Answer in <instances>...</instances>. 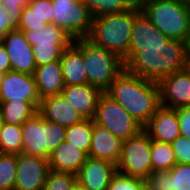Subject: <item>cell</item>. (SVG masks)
Listing matches in <instances>:
<instances>
[{
    "label": "cell",
    "instance_id": "6da1fadb",
    "mask_svg": "<svg viewBox=\"0 0 190 190\" xmlns=\"http://www.w3.org/2000/svg\"><path fill=\"white\" fill-rule=\"evenodd\" d=\"M140 53H129L124 69L144 79L159 82L167 75L185 69L188 43L169 39L163 45L143 47Z\"/></svg>",
    "mask_w": 190,
    "mask_h": 190
},
{
    "label": "cell",
    "instance_id": "7a4b0ae2",
    "mask_svg": "<svg viewBox=\"0 0 190 190\" xmlns=\"http://www.w3.org/2000/svg\"><path fill=\"white\" fill-rule=\"evenodd\" d=\"M105 93L120 103L142 126L160 107L158 82L133 75L125 69Z\"/></svg>",
    "mask_w": 190,
    "mask_h": 190
},
{
    "label": "cell",
    "instance_id": "3957f363",
    "mask_svg": "<svg viewBox=\"0 0 190 190\" xmlns=\"http://www.w3.org/2000/svg\"><path fill=\"white\" fill-rule=\"evenodd\" d=\"M133 23L134 5L123 12L94 18L87 39L96 46L115 53L124 62L129 54Z\"/></svg>",
    "mask_w": 190,
    "mask_h": 190
},
{
    "label": "cell",
    "instance_id": "277c9868",
    "mask_svg": "<svg viewBox=\"0 0 190 190\" xmlns=\"http://www.w3.org/2000/svg\"><path fill=\"white\" fill-rule=\"evenodd\" d=\"M140 9L169 39H190V17L186 3L177 0H142Z\"/></svg>",
    "mask_w": 190,
    "mask_h": 190
},
{
    "label": "cell",
    "instance_id": "5b68a950",
    "mask_svg": "<svg viewBox=\"0 0 190 190\" xmlns=\"http://www.w3.org/2000/svg\"><path fill=\"white\" fill-rule=\"evenodd\" d=\"M22 153L47 158L65 141L66 127L44 120L37 112L22 125Z\"/></svg>",
    "mask_w": 190,
    "mask_h": 190
},
{
    "label": "cell",
    "instance_id": "8992f818",
    "mask_svg": "<svg viewBox=\"0 0 190 190\" xmlns=\"http://www.w3.org/2000/svg\"><path fill=\"white\" fill-rule=\"evenodd\" d=\"M82 56L89 84L105 92L124 69L123 60L115 53L82 38Z\"/></svg>",
    "mask_w": 190,
    "mask_h": 190
},
{
    "label": "cell",
    "instance_id": "52a82bcc",
    "mask_svg": "<svg viewBox=\"0 0 190 190\" xmlns=\"http://www.w3.org/2000/svg\"><path fill=\"white\" fill-rule=\"evenodd\" d=\"M93 121L106 127L121 140L138 135L143 126L116 100L103 92L97 102Z\"/></svg>",
    "mask_w": 190,
    "mask_h": 190
},
{
    "label": "cell",
    "instance_id": "ba28073f",
    "mask_svg": "<svg viewBox=\"0 0 190 190\" xmlns=\"http://www.w3.org/2000/svg\"><path fill=\"white\" fill-rule=\"evenodd\" d=\"M52 23L71 38H87L94 17L83 0H52Z\"/></svg>",
    "mask_w": 190,
    "mask_h": 190
},
{
    "label": "cell",
    "instance_id": "9c48e42d",
    "mask_svg": "<svg viewBox=\"0 0 190 190\" xmlns=\"http://www.w3.org/2000/svg\"><path fill=\"white\" fill-rule=\"evenodd\" d=\"M150 148L151 139L143 130L124 140L116 166L117 173L145 180L153 171Z\"/></svg>",
    "mask_w": 190,
    "mask_h": 190
},
{
    "label": "cell",
    "instance_id": "30bf717a",
    "mask_svg": "<svg viewBox=\"0 0 190 190\" xmlns=\"http://www.w3.org/2000/svg\"><path fill=\"white\" fill-rule=\"evenodd\" d=\"M50 165L47 158L17 154L14 190H43Z\"/></svg>",
    "mask_w": 190,
    "mask_h": 190
},
{
    "label": "cell",
    "instance_id": "8fae6325",
    "mask_svg": "<svg viewBox=\"0 0 190 190\" xmlns=\"http://www.w3.org/2000/svg\"><path fill=\"white\" fill-rule=\"evenodd\" d=\"M158 84L160 106L171 109L190 106V74L186 69L165 76Z\"/></svg>",
    "mask_w": 190,
    "mask_h": 190
},
{
    "label": "cell",
    "instance_id": "7c38bea8",
    "mask_svg": "<svg viewBox=\"0 0 190 190\" xmlns=\"http://www.w3.org/2000/svg\"><path fill=\"white\" fill-rule=\"evenodd\" d=\"M1 43L9 56L12 71L34 74L37 66L33 48L26 40L23 31L14 29L8 32Z\"/></svg>",
    "mask_w": 190,
    "mask_h": 190
},
{
    "label": "cell",
    "instance_id": "4fadbf2b",
    "mask_svg": "<svg viewBox=\"0 0 190 190\" xmlns=\"http://www.w3.org/2000/svg\"><path fill=\"white\" fill-rule=\"evenodd\" d=\"M41 101L33 75L17 71L4 73L0 85V101Z\"/></svg>",
    "mask_w": 190,
    "mask_h": 190
},
{
    "label": "cell",
    "instance_id": "5bb4252c",
    "mask_svg": "<svg viewBox=\"0 0 190 190\" xmlns=\"http://www.w3.org/2000/svg\"><path fill=\"white\" fill-rule=\"evenodd\" d=\"M169 38L155 27L140 9L134 5V23L131 32L129 53H140L146 46L163 45Z\"/></svg>",
    "mask_w": 190,
    "mask_h": 190
},
{
    "label": "cell",
    "instance_id": "9a60e30c",
    "mask_svg": "<svg viewBox=\"0 0 190 190\" xmlns=\"http://www.w3.org/2000/svg\"><path fill=\"white\" fill-rule=\"evenodd\" d=\"M143 131L151 140L166 143L173 142L180 136L176 109L160 106L143 126Z\"/></svg>",
    "mask_w": 190,
    "mask_h": 190
},
{
    "label": "cell",
    "instance_id": "2e32d148",
    "mask_svg": "<svg viewBox=\"0 0 190 190\" xmlns=\"http://www.w3.org/2000/svg\"><path fill=\"white\" fill-rule=\"evenodd\" d=\"M117 173L116 165L88 157L76 174L77 181L87 190H107L109 182Z\"/></svg>",
    "mask_w": 190,
    "mask_h": 190
},
{
    "label": "cell",
    "instance_id": "e0dca14e",
    "mask_svg": "<svg viewBox=\"0 0 190 190\" xmlns=\"http://www.w3.org/2000/svg\"><path fill=\"white\" fill-rule=\"evenodd\" d=\"M38 113L44 120L57 123L64 127H69L84 120L77 109L62 94L41 99Z\"/></svg>",
    "mask_w": 190,
    "mask_h": 190
},
{
    "label": "cell",
    "instance_id": "ac0fdd59",
    "mask_svg": "<svg viewBox=\"0 0 190 190\" xmlns=\"http://www.w3.org/2000/svg\"><path fill=\"white\" fill-rule=\"evenodd\" d=\"M123 140L92 119V139L89 157L108 161L117 166Z\"/></svg>",
    "mask_w": 190,
    "mask_h": 190
},
{
    "label": "cell",
    "instance_id": "d6986e66",
    "mask_svg": "<svg viewBox=\"0 0 190 190\" xmlns=\"http://www.w3.org/2000/svg\"><path fill=\"white\" fill-rule=\"evenodd\" d=\"M60 62L65 86L89 84L82 56V38L73 40L63 51Z\"/></svg>",
    "mask_w": 190,
    "mask_h": 190
},
{
    "label": "cell",
    "instance_id": "ffe728a7",
    "mask_svg": "<svg viewBox=\"0 0 190 190\" xmlns=\"http://www.w3.org/2000/svg\"><path fill=\"white\" fill-rule=\"evenodd\" d=\"M88 157L84 150L63 141L50 153L48 162L50 170L77 174Z\"/></svg>",
    "mask_w": 190,
    "mask_h": 190
},
{
    "label": "cell",
    "instance_id": "44dd1931",
    "mask_svg": "<svg viewBox=\"0 0 190 190\" xmlns=\"http://www.w3.org/2000/svg\"><path fill=\"white\" fill-rule=\"evenodd\" d=\"M103 92L90 84L65 86L62 95L84 119H93L97 102Z\"/></svg>",
    "mask_w": 190,
    "mask_h": 190
},
{
    "label": "cell",
    "instance_id": "7402d4cb",
    "mask_svg": "<svg viewBox=\"0 0 190 190\" xmlns=\"http://www.w3.org/2000/svg\"><path fill=\"white\" fill-rule=\"evenodd\" d=\"M33 76L41 99L59 95L65 87L60 60L37 66Z\"/></svg>",
    "mask_w": 190,
    "mask_h": 190
},
{
    "label": "cell",
    "instance_id": "603a6c76",
    "mask_svg": "<svg viewBox=\"0 0 190 190\" xmlns=\"http://www.w3.org/2000/svg\"><path fill=\"white\" fill-rule=\"evenodd\" d=\"M41 101H0V114L4 123L22 125L37 112Z\"/></svg>",
    "mask_w": 190,
    "mask_h": 190
},
{
    "label": "cell",
    "instance_id": "cb8c5ba5",
    "mask_svg": "<svg viewBox=\"0 0 190 190\" xmlns=\"http://www.w3.org/2000/svg\"><path fill=\"white\" fill-rule=\"evenodd\" d=\"M31 46L37 44L73 43V39L63 29L53 23L34 31H23Z\"/></svg>",
    "mask_w": 190,
    "mask_h": 190
},
{
    "label": "cell",
    "instance_id": "d4e9b609",
    "mask_svg": "<svg viewBox=\"0 0 190 190\" xmlns=\"http://www.w3.org/2000/svg\"><path fill=\"white\" fill-rule=\"evenodd\" d=\"M150 152L153 171H170L177 163L171 143L151 140Z\"/></svg>",
    "mask_w": 190,
    "mask_h": 190
},
{
    "label": "cell",
    "instance_id": "484cf974",
    "mask_svg": "<svg viewBox=\"0 0 190 190\" xmlns=\"http://www.w3.org/2000/svg\"><path fill=\"white\" fill-rule=\"evenodd\" d=\"M22 127L15 124L3 123L0 131V153L20 154L22 153Z\"/></svg>",
    "mask_w": 190,
    "mask_h": 190
},
{
    "label": "cell",
    "instance_id": "4316f807",
    "mask_svg": "<svg viewBox=\"0 0 190 190\" xmlns=\"http://www.w3.org/2000/svg\"><path fill=\"white\" fill-rule=\"evenodd\" d=\"M92 139V119H84L82 122L66 127L65 141L79 147L86 153L90 151Z\"/></svg>",
    "mask_w": 190,
    "mask_h": 190
},
{
    "label": "cell",
    "instance_id": "83f0119b",
    "mask_svg": "<svg viewBox=\"0 0 190 190\" xmlns=\"http://www.w3.org/2000/svg\"><path fill=\"white\" fill-rule=\"evenodd\" d=\"M83 2L90 9L94 18L111 13L123 12L133 6L129 0H83Z\"/></svg>",
    "mask_w": 190,
    "mask_h": 190
},
{
    "label": "cell",
    "instance_id": "f1b7e54d",
    "mask_svg": "<svg viewBox=\"0 0 190 190\" xmlns=\"http://www.w3.org/2000/svg\"><path fill=\"white\" fill-rule=\"evenodd\" d=\"M71 44L72 43H52L33 45V56L35 58L36 66L60 60L63 51Z\"/></svg>",
    "mask_w": 190,
    "mask_h": 190
},
{
    "label": "cell",
    "instance_id": "f546056e",
    "mask_svg": "<svg viewBox=\"0 0 190 190\" xmlns=\"http://www.w3.org/2000/svg\"><path fill=\"white\" fill-rule=\"evenodd\" d=\"M17 155L0 153V190H14Z\"/></svg>",
    "mask_w": 190,
    "mask_h": 190
},
{
    "label": "cell",
    "instance_id": "4dcf8cb0",
    "mask_svg": "<svg viewBox=\"0 0 190 190\" xmlns=\"http://www.w3.org/2000/svg\"><path fill=\"white\" fill-rule=\"evenodd\" d=\"M76 174L50 170L43 190H72Z\"/></svg>",
    "mask_w": 190,
    "mask_h": 190
},
{
    "label": "cell",
    "instance_id": "1f68e13d",
    "mask_svg": "<svg viewBox=\"0 0 190 190\" xmlns=\"http://www.w3.org/2000/svg\"><path fill=\"white\" fill-rule=\"evenodd\" d=\"M107 190H147L145 180L116 173Z\"/></svg>",
    "mask_w": 190,
    "mask_h": 190
},
{
    "label": "cell",
    "instance_id": "d6a6232c",
    "mask_svg": "<svg viewBox=\"0 0 190 190\" xmlns=\"http://www.w3.org/2000/svg\"><path fill=\"white\" fill-rule=\"evenodd\" d=\"M173 190H190V164L176 163L170 170Z\"/></svg>",
    "mask_w": 190,
    "mask_h": 190
},
{
    "label": "cell",
    "instance_id": "836d02e7",
    "mask_svg": "<svg viewBox=\"0 0 190 190\" xmlns=\"http://www.w3.org/2000/svg\"><path fill=\"white\" fill-rule=\"evenodd\" d=\"M145 183L147 190H173L170 171H152Z\"/></svg>",
    "mask_w": 190,
    "mask_h": 190
},
{
    "label": "cell",
    "instance_id": "e575fe53",
    "mask_svg": "<svg viewBox=\"0 0 190 190\" xmlns=\"http://www.w3.org/2000/svg\"><path fill=\"white\" fill-rule=\"evenodd\" d=\"M47 25L44 19L40 18L37 13L29 5L23 7L21 20L18 30L34 31L39 30Z\"/></svg>",
    "mask_w": 190,
    "mask_h": 190
},
{
    "label": "cell",
    "instance_id": "d590c367",
    "mask_svg": "<svg viewBox=\"0 0 190 190\" xmlns=\"http://www.w3.org/2000/svg\"><path fill=\"white\" fill-rule=\"evenodd\" d=\"M32 0H0L3 7L8 10L11 17L9 24L13 29H18L23 7L28 5Z\"/></svg>",
    "mask_w": 190,
    "mask_h": 190
},
{
    "label": "cell",
    "instance_id": "8d00e7d4",
    "mask_svg": "<svg viewBox=\"0 0 190 190\" xmlns=\"http://www.w3.org/2000/svg\"><path fill=\"white\" fill-rule=\"evenodd\" d=\"M177 163L190 164V138L178 136L171 142Z\"/></svg>",
    "mask_w": 190,
    "mask_h": 190
},
{
    "label": "cell",
    "instance_id": "74e56055",
    "mask_svg": "<svg viewBox=\"0 0 190 190\" xmlns=\"http://www.w3.org/2000/svg\"><path fill=\"white\" fill-rule=\"evenodd\" d=\"M47 24L52 23V0H32L28 4Z\"/></svg>",
    "mask_w": 190,
    "mask_h": 190
},
{
    "label": "cell",
    "instance_id": "f35d334b",
    "mask_svg": "<svg viewBox=\"0 0 190 190\" xmlns=\"http://www.w3.org/2000/svg\"><path fill=\"white\" fill-rule=\"evenodd\" d=\"M180 136L190 138V106L176 108Z\"/></svg>",
    "mask_w": 190,
    "mask_h": 190
},
{
    "label": "cell",
    "instance_id": "ab89813d",
    "mask_svg": "<svg viewBox=\"0 0 190 190\" xmlns=\"http://www.w3.org/2000/svg\"><path fill=\"white\" fill-rule=\"evenodd\" d=\"M11 17L8 10L3 7V4L0 3V42L8 34V32L14 30L9 24V18Z\"/></svg>",
    "mask_w": 190,
    "mask_h": 190
},
{
    "label": "cell",
    "instance_id": "60d3db41",
    "mask_svg": "<svg viewBox=\"0 0 190 190\" xmlns=\"http://www.w3.org/2000/svg\"><path fill=\"white\" fill-rule=\"evenodd\" d=\"M10 70H11V63L9 56L3 44L0 42V72L6 73Z\"/></svg>",
    "mask_w": 190,
    "mask_h": 190
},
{
    "label": "cell",
    "instance_id": "b9f144b4",
    "mask_svg": "<svg viewBox=\"0 0 190 190\" xmlns=\"http://www.w3.org/2000/svg\"><path fill=\"white\" fill-rule=\"evenodd\" d=\"M185 69L190 74V52L186 53Z\"/></svg>",
    "mask_w": 190,
    "mask_h": 190
},
{
    "label": "cell",
    "instance_id": "7bdbcfd3",
    "mask_svg": "<svg viewBox=\"0 0 190 190\" xmlns=\"http://www.w3.org/2000/svg\"><path fill=\"white\" fill-rule=\"evenodd\" d=\"M72 190H87L83 185H81L78 181L72 187Z\"/></svg>",
    "mask_w": 190,
    "mask_h": 190
},
{
    "label": "cell",
    "instance_id": "ee69618b",
    "mask_svg": "<svg viewBox=\"0 0 190 190\" xmlns=\"http://www.w3.org/2000/svg\"><path fill=\"white\" fill-rule=\"evenodd\" d=\"M133 5H140L142 0H129Z\"/></svg>",
    "mask_w": 190,
    "mask_h": 190
},
{
    "label": "cell",
    "instance_id": "f6af8a7d",
    "mask_svg": "<svg viewBox=\"0 0 190 190\" xmlns=\"http://www.w3.org/2000/svg\"><path fill=\"white\" fill-rule=\"evenodd\" d=\"M187 9H188V14L190 17V0L186 3Z\"/></svg>",
    "mask_w": 190,
    "mask_h": 190
},
{
    "label": "cell",
    "instance_id": "bcb514c9",
    "mask_svg": "<svg viewBox=\"0 0 190 190\" xmlns=\"http://www.w3.org/2000/svg\"><path fill=\"white\" fill-rule=\"evenodd\" d=\"M3 120H2V117H1V114H0V131H1V129H2V126H3Z\"/></svg>",
    "mask_w": 190,
    "mask_h": 190
},
{
    "label": "cell",
    "instance_id": "7dc6e473",
    "mask_svg": "<svg viewBox=\"0 0 190 190\" xmlns=\"http://www.w3.org/2000/svg\"><path fill=\"white\" fill-rule=\"evenodd\" d=\"M3 75H4V73L0 72V85H1V82H2Z\"/></svg>",
    "mask_w": 190,
    "mask_h": 190
},
{
    "label": "cell",
    "instance_id": "c3c4849f",
    "mask_svg": "<svg viewBox=\"0 0 190 190\" xmlns=\"http://www.w3.org/2000/svg\"><path fill=\"white\" fill-rule=\"evenodd\" d=\"M187 52H190V39L188 41V50H187Z\"/></svg>",
    "mask_w": 190,
    "mask_h": 190
},
{
    "label": "cell",
    "instance_id": "681fc988",
    "mask_svg": "<svg viewBox=\"0 0 190 190\" xmlns=\"http://www.w3.org/2000/svg\"><path fill=\"white\" fill-rule=\"evenodd\" d=\"M177 1H181V2L187 3L189 0H177Z\"/></svg>",
    "mask_w": 190,
    "mask_h": 190
}]
</instances>
